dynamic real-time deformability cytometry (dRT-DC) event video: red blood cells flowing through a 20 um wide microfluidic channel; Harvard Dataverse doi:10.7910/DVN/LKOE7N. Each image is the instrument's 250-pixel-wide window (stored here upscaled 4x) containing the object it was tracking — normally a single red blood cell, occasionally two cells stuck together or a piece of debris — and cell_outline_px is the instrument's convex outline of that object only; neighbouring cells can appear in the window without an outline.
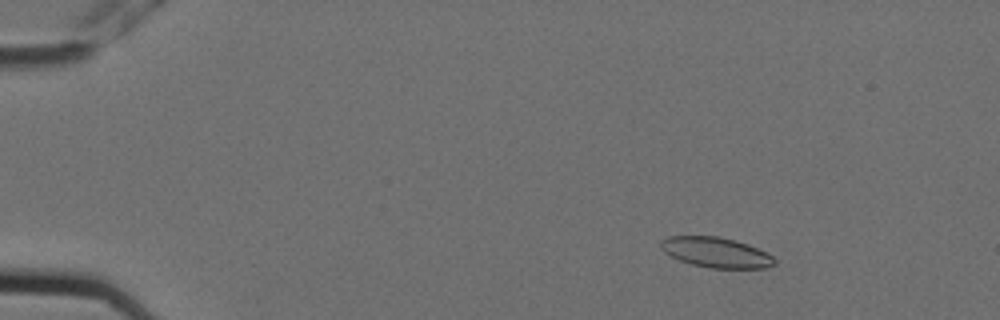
{"species": "Egyptian fruit bat (a non-hibernating species)", "species_latin": "Rousettus aegyptiacus", "temperature_condition": "cold", "stored_images_in_passage": 5, "camera_frame_rate_fps": 3000, "um_per_image_px": 0.085, "animal": {"sex": "female"}, "frame": {"image": 1, "passage_image": 2, "time_ms": 0.333, "image_size_px": [1000, 320], "cell_outline_px": [[776, 264], [764, 268], [708, 268], [692, 264], [680, 260], [664, 252], [660, 248], [660, 240], [668, 236], [720, 236], [736, 240], [748, 244], [772, 256], [776, 260]], "centroid_in_image_um": [60.84, 21.45], "position_along_channel_um": 24.2, "area_um2": 20.06}}
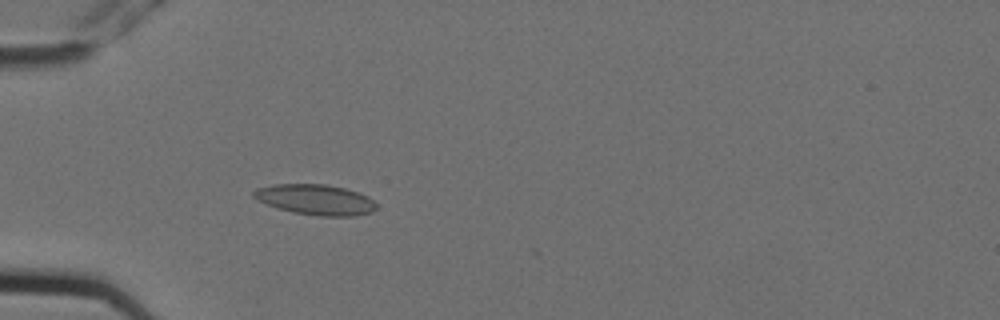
{"frame": {"image": 2, "passage_image": 5, "time_ms": 1.333, "image_size_px": [1000, 320], "cell_outline_px": [[376, 208], [372, 212], [356, 216], [316, 216], [292, 212], [276, 208], [256, 200], [252, 196], [252, 192], [256, 188], [272, 184], [328, 184], [344, 188], [368, 196], [376, 204]], "centroid_in_image_um": [26.77, 16.97], "position_along_channel_um": 58.2, "area_um2": 22.02}}